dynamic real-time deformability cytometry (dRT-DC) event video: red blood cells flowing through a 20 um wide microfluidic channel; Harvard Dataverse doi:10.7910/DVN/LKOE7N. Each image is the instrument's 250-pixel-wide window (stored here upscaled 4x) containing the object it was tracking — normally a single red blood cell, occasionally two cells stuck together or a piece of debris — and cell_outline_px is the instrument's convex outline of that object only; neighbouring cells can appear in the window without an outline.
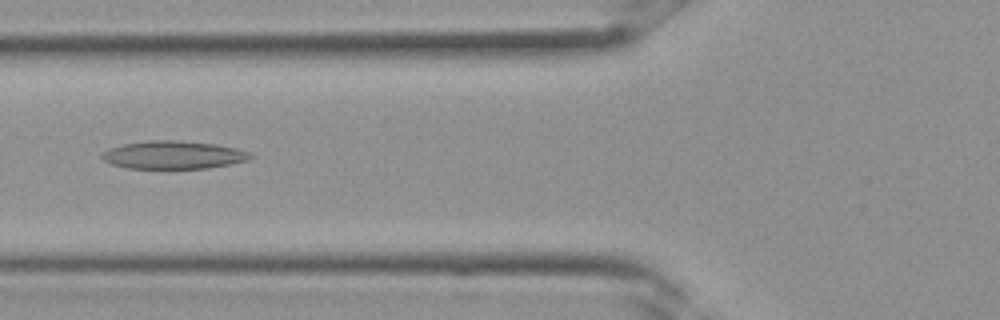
{"species": "Egyptian fruit bat (a non-hibernating species)", "species_latin": "Rousettus aegyptiacus", "temperature_condition": "room temperature", "stored_images_in_passage": 32, "camera_frame_rate_fps": 3000, "um_per_image_px": 0.085, "frame": {"image": 1, "passage_image": 12, "time_ms": 3.667, "image_size_px": [1000, 320], "cell_outline_px": [[252, 156], [248, 160], [232, 164], [208, 168], [128, 168], [112, 164], [104, 160], [100, 156], [108, 148], [124, 144], [148, 140], [176, 140], [216, 144], [236, 148], [248, 152]], "centroid_in_image_um": [14.73, 13.16], "position_along_channel_um": 111.1, "area_um2": 24.1}}
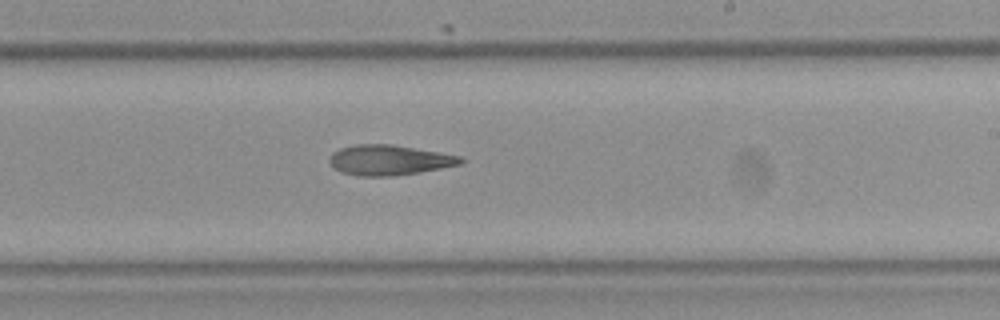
{"frame": {"image": 2, "passage_image": 19, "time_ms": 6.0, "image_size_px": [1000, 320], "cell_outline_px": [[464, 160], [460, 164], [420, 172], [396, 176], [360, 176], [344, 172], [332, 168], [328, 160], [328, 156], [332, 152], [340, 148], [356, 144], [392, 144], [460, 156]], "centroid_in_image_um": [33.02, 13.6], "position_along_channel_um": 256.0, "area_um2": 23.06}}
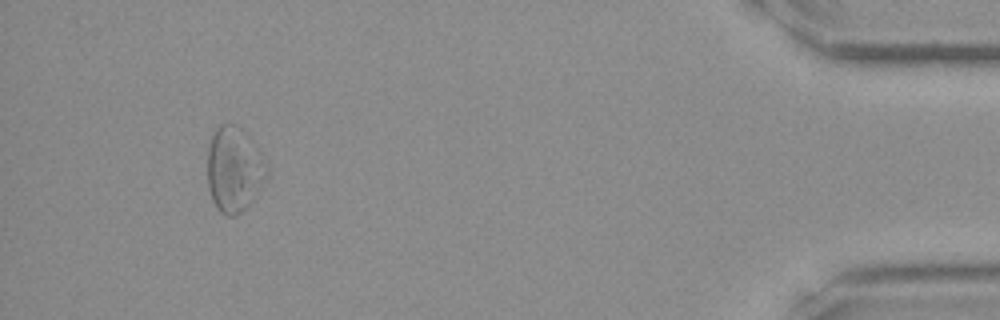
{"frame": {"image": 3, "passage_image": 30, "time_ms": 9.667, "image_size_px": [1000, 320], "cell_outline_px": [[268, 176], [252, 200], [236, 216], [228, 216], [220, 212], [216, 208], [212, 200], [208, 188], [208, 148], [212, 136], [216, 128], [220, 124], [232, 124], [260, 152], [268, 164]], "centroid_in_image_um": [19.88, 14.46], "position_along_channel_um": 415.3, "area_um2": 28.84}}